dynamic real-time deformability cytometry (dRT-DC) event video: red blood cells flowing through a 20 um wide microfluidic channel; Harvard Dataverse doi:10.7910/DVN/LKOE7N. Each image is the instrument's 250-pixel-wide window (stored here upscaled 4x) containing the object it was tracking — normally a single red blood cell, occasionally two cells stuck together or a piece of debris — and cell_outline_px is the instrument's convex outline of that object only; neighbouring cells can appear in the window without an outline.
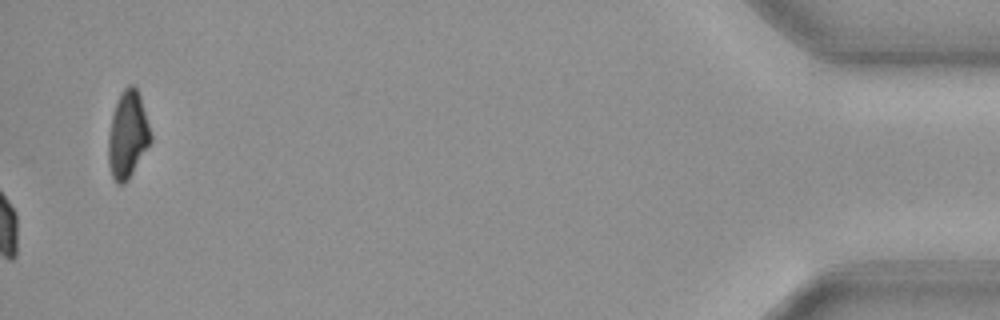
{"species": "common noctule bat (a hibernating species)", "species_latin": "Nyctalus noctula", "temperature_condition": "cold", "stored_images_in_passage": 60, "camera_frame_rate_fps": 3000, "um_per_image_px": 0.085, "animal": {"sex": "female", "body_mass_g": 19.3, "forearm_length_mm": 54.1}, "frame": {"image": 1, "passage_image": 60, "time_ms": 19.667, "image_size_px": [1000, 320], "cell_outline_px": [[152, 140], [128, 180], [124, 184], [120, 184], [112, 176], [108, 164], [108, 136], [112, 116], [120, 92], [128, 84], [132, 84], [136, 88], [140, 96], [152, 136]], "centroid_in_image_um": [10.85, 11.45], "position_along_channel_um": 424.4, "area_um2": 21.27}}